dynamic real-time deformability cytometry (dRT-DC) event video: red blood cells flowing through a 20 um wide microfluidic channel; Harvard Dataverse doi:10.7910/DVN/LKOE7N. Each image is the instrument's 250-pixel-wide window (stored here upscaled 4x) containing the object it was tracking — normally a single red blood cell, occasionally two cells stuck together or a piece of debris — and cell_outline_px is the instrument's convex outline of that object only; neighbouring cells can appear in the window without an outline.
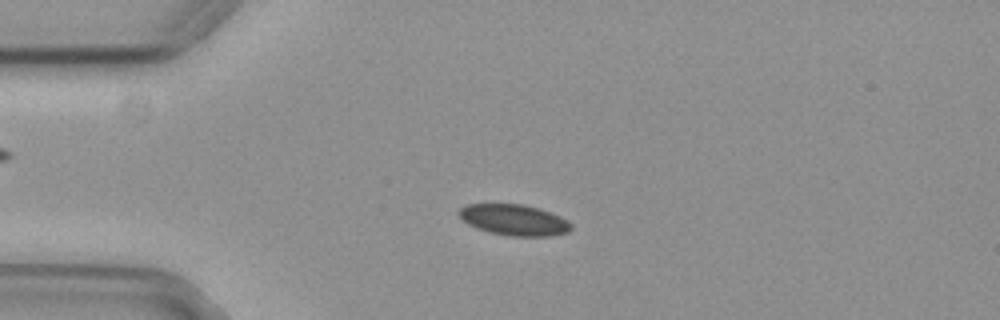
{"species": "common noctule bat (a hibernating species)", "species_latin": "Nyctalus noctula", "temperature_condition": "cold", "stored_images_in_passage": 55, "camera_frame_rate_fps": 3000, "um_per_image_px": 0.085, "animal": {"sex": "female", "body_mass_g": 29.2, "forearm_length_mm": 56.3}, "frame": {"image": 1, "passage_image": 13, "time_ms": 4.0, "image_size_px": [1000, 320], "cell_outline_px": [[572, 228], [568, 232], [552, 236], [512, 236], [488, 232], [476, 228], [468, 224], [456, 212], [460, 208], [468, 204], [524, 204], [540, 208], [560, 216], [568, 220], [572, 224]], "centroid_in_image_um": [43.72, 18.69], "position_along_channel_um": 41.3, "area_um2": 20.4}}
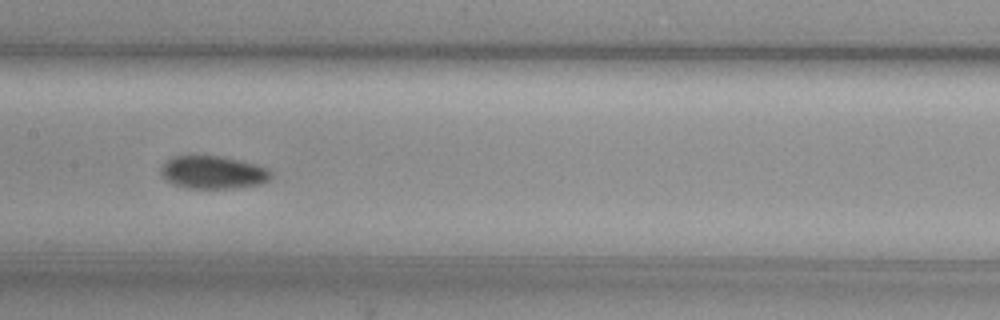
{"frame": {"image": 2, "passage_image": 27, "time_ms": 8.667, "image_size_px": [1000, 320], "cell_outline_px": [[272, 176], [268, 180], [260, 184], [236, 188], [184, 188], [172, 184], [164, 180], [160, 176], [160, 168], [172, 156], [188, 152], [220, 156], [240, 160], [256, 164], [268, 168], [272, 172]], "centroid_in_image_um": [18.04, 14.61], "position_along_channel_um": 189.4, "area_um2": 22.02}}
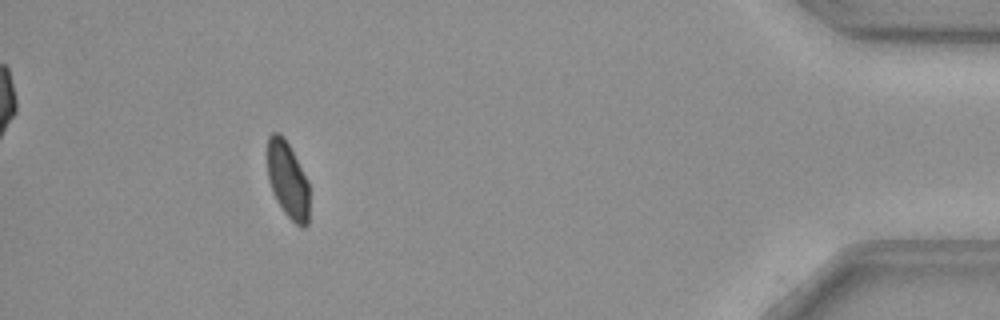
{"frame": {"image": 3, "passage_image": 50, "time_ms": 16.333, "image_size_px": [1000, 320], "cell_outline_px": [[308, 224], [304, 228], [300, 228], [284, 212], [276, 200], [272, 192], [268, 180], [268, 136], [272, 132], [280, 132], [288, 144], [308, 180]], "centroid_in_image_um": [24.45, 15.31], "position_along_channel_um": 410.8, "area_um2": 18.61}, "authors_computed_cell_mechanics": {"area_um2": 20.4612, "velocity_mm_per_s": 3.7122, "shape_relaxation_time_tau1_ms": 4.6853, "shape_relaxation_time_tau2_ms": 3.5919, "deformation_change_tau1": 0.0804, "deformation_change_tau2": 0.0643}}